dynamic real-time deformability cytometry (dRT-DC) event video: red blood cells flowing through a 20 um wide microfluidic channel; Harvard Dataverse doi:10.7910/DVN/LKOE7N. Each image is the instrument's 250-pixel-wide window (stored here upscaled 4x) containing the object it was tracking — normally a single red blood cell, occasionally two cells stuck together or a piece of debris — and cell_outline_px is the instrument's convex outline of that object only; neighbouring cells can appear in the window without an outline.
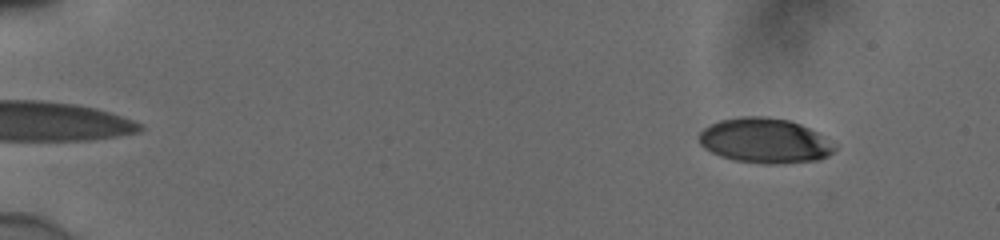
{"species": "human", "species_latin": "Homo sapiens", "temperature_condition": "cold", "stored_images_in_passage": 53, "camera_frame_rate_fps": 3000, "um_per_image_px": 0.085, "donor": {"sex": "male"}, "frame": {"image": 1, "passage_image": 4, "time_ms": 1.0, "image_size_px": [1000, 240], "cell_outline_px": [[836, 148], [828, 156], [816, 160], [776, 164], [764, 164], [736, 160], [720, 156], [704, 148], [700, 144], [696, 136], [708, 124], [720, 120], [740, 116], [768, 116], [792, 120], [816, 132]], "centroid_in_image_um": [64.93, 11.94], "position_along_channel_um": 20.1, "area_um2": 35.49}}
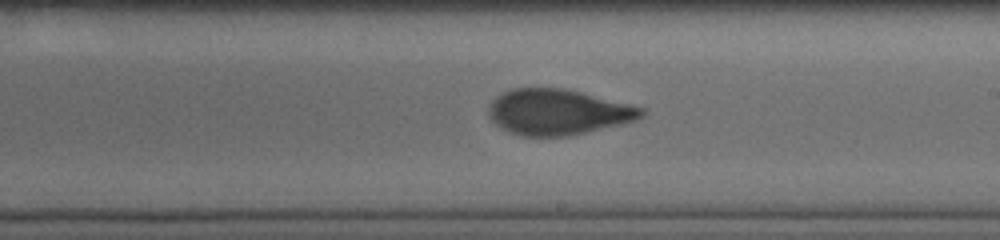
{"frame": {"image": 2, "passage_image": 32, "time_ms": 10.333, "image_size_px": [1000, 240], "cell_outline_px": [[648, 112], [644, 116], [636, 120], [624, 124], [568, 136], [524, 136], [508, 132], [496, 124], [488, 116], [488, 108], [492, 100], [496, 96], [512, 88], [564, 88], [644, 108]], "centroid_in_image_um": [47.43, 9.53], "position_along_channel_um": 241.6, "area_um2": 40.69}}
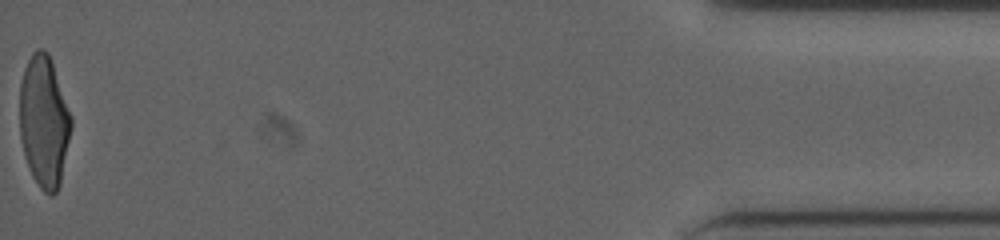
{"frame": {"image": 3, "passage_image": 53, "time_ms": 17.333, "image_size_px": [1000, 240], "cell_outline_px": [[72, 128], [60, 184], [56, 192], [52, 196], [48, 196], [40, 188], [32, 176], [24, 152], [20, 136], [20, 84], [24, 68], [32, 52], [36, 48], [44, 48], [48, 52], [52, 60], [72, 116]], "centroid_in_image_um": [3.76, 10.3], "position_along_channel_um": 431.4, "area_um2": 39.82}, "authors_computed_cell_mechanics": {"area_um2": 39.7086, "velocity_mm_per_s": 3.8816, "shape_relaxation_time_tau1_ms": 5.4303, "shape_relaxation_time_tau2_ms": 0.9647, "deformation_change_tau1": 0.2157, "deformation_change_tau2": 0.0759}}